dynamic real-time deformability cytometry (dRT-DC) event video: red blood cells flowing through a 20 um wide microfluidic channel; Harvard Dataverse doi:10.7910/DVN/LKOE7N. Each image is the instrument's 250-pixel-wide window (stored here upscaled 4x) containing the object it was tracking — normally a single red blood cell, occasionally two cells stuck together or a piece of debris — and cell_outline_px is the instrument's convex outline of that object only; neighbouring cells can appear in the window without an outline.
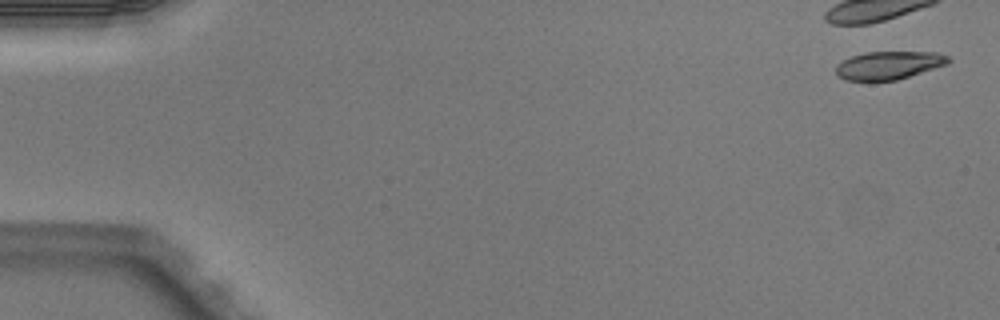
{"species": "Egyptian fruit bat (a non-hibernating species)", "species_latin": "Rousettus aegyptiacus", "temperature_condition": "warm", "stored_images_in_passage": 4, "segment_of_instrument_passage": [2, 2], "camera_frame_rate_fps": 3000, "um_per_image_px": 0.085, "animal": {"sex": "male"}, "frame": {"image": 1, "passage_image": 4, "time_ms": 1.0, "image_size_px": [1000, 320], "cell_outline_px": [[952, 60], [948, 64], [896, 80], [872, 84], [844, 80], [836, 76], [836, 64], [852, 56], [864, 52], [936, 52], [948, 56]], "centroid_in_image_um": [75.48, 5.6], "position_along_channel_um": 9.5, "area_um2": 19.13}}